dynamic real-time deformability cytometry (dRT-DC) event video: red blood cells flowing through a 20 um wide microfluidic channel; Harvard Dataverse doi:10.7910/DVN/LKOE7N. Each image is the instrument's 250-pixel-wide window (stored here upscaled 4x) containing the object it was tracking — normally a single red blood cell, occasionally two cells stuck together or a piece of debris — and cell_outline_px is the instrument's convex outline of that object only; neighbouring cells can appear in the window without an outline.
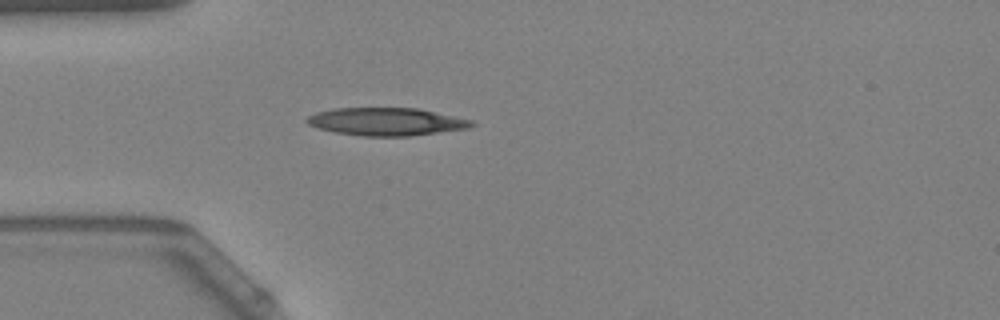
{"species": "Egyptian fruit bat (a non-hibernating species)", "species_latin": "Rousettus aegyptiacus", "temperature_condition": "warm", "stored_images_in_passage": 39, "camera_frame_rate_fps": 3000, "um_per_image_px": 0.085, "animal": {"sex": "female"}, "frame": {"image": 1, "passage_image": 1, "time_ms": 0.0, "image_size_px": [1000, 320], "cell_outline_px": [[476, 124], [468, 128], [408, 136], [364, 136], [336, 132], [320, 128], [308, 124], [304, 120], [308, 116], [316, 112], [332, 108], [416, 108], [472, 120]], "centroid_in_image_um": [32.81, 10.33], "position_along_channel_um": 52.2, "area_um2": 26.41}}
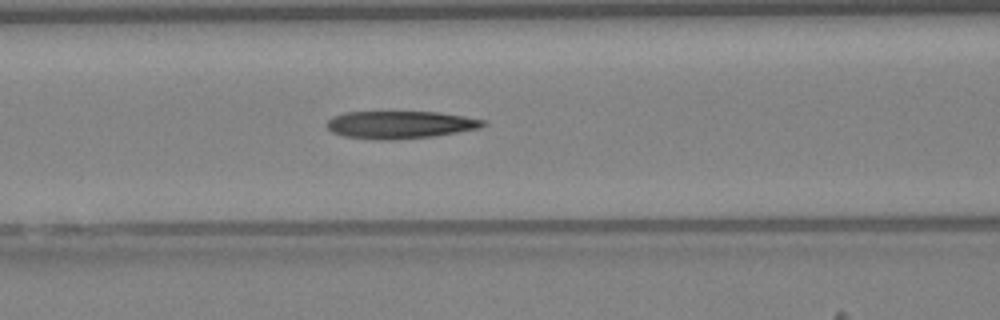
{"frame": {"image": 2, "passage_image": 8, "time_ms": 2.333, "image_size_px": [1000, 320], "cell_outline_px": [[488, 124], [480, 128], [432, 136], [392, 140], [376, 140], [344, 136], [332, 132], [324, 124], [332, 116], [344, 112], [440, 112], [464, 116], [484, 120]], "centroid_in_image_um": [33.98, 10.6], "position_along_channel_um": 132.6, "area_um2": 25.2}}
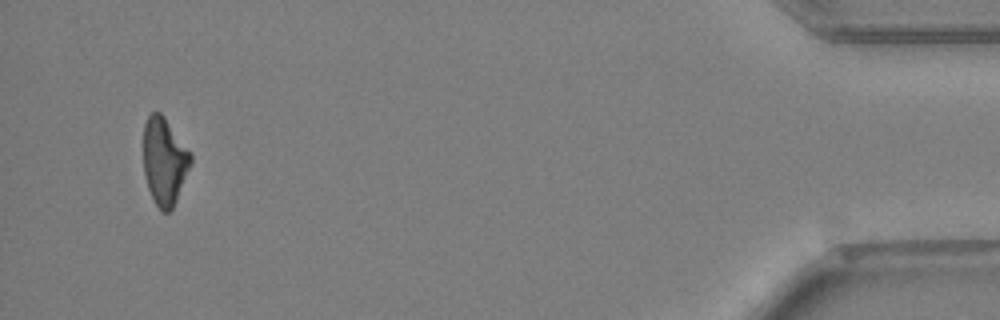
{"frame": {"image": 3, "passage_image": 37, "time_ms": 12.0, "image_size_px": [1000, 320], "cell_outline_px": [[192, 164], [176, 200], [172, 208], [168, 212], [160, 212], [148, 188], [144, 176], [144, 124], [148, 116], [152, 112], [160, 112], [164, 116], [192, 152]], "centroid_in_image_um": [13.99, 13.69], "position_along_channel_um": 421.2, "area_um2": 24.22}, "authors_computed_cell_mechanics": {"area_um2": 25.2008, "velocity_mm_per_s": 3.8123, "shape_relaxation_time_tau1_ms": null, "shape_relaxation_time_tau2_ms": 5.5832, "deformation_change_tau1": null, "deformation_change_tau2": 0.2023}}